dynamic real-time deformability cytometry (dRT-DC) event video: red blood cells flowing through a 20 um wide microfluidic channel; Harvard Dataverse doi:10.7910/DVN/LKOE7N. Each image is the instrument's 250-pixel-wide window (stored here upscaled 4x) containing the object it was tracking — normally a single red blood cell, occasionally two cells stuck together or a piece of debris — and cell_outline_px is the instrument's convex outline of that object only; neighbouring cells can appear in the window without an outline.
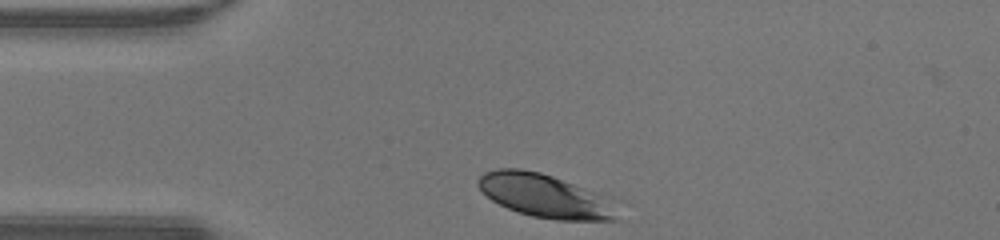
{"species": "human", "species_latin": "Homo sapiens", "temperature_condition": "warm", "stored_images_in_passage": 28, "camera_frame_rate_fps": 3000, "um_per_image_px": 0.085, "donor": {"sex": "male"}, "frame": {"image": 1, "passage_image": 1, "time_ms": 0.0, "image_size_px": [1000, 240], "cell_outline_px": [[628, 200], [620, 220], [556, 220], [532, 216], [508, 208], [492, 200], [476, 184], [476, 180], [484, 172], [496, 168], [520, 168], [540, 172]], "centroid_in_image_um": [46.65, 16.66], "position_along_channel_um": 38.3, "area_um2": 37.34}}
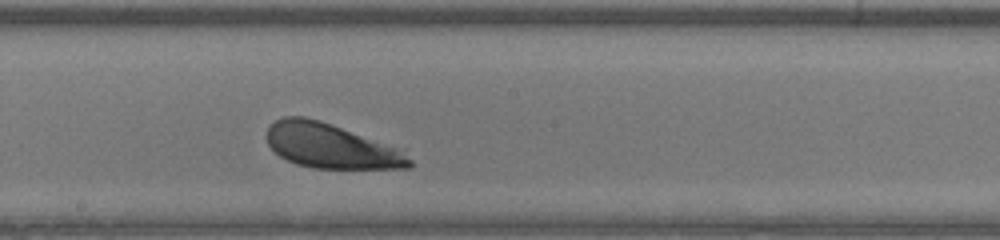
{"frame": {"image": 2, "passage_image": 16, "time_ms": 5.0, "image_size_px": [1000, 240], "cell_outline_px": [[412, 168], [312, 168], [296, 164], [280, 156], [268, 144], [264, 136], [268, 128], [276, 120], [284, 116], [304, 116], [320, 120], [392, 148], [412, 160]], "centroid_in_image_um": [27.98, 12.41], "position_along_channel_um": 220.2, "area_um2": 35.95}}
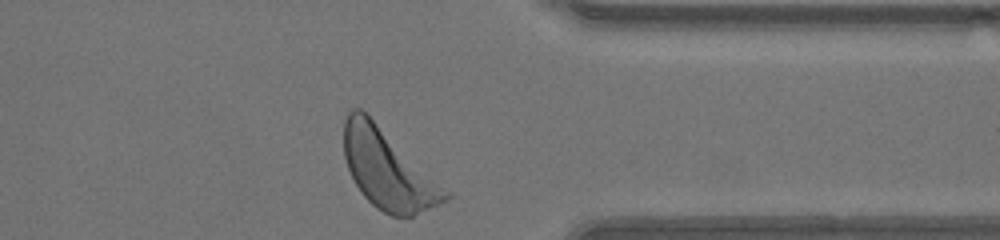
{"frame": {"image": 3, "passage_image": 28, "time_ms": 9.0, "image_size_px": [1000, 240], "cell_outline_px": [[452, 196], [448, 200], [412, 216], [392, 216], [376, 208], [364, 196], [356, 184], [348, 168], [344, 156], [344, 120], [348, 112], [352, 108], [360, 108], [452, 192]], "centroid_in_image_um": [33.0, 14.42], "position_along_channel_um": 378.4, "area_um2": 46.41}}